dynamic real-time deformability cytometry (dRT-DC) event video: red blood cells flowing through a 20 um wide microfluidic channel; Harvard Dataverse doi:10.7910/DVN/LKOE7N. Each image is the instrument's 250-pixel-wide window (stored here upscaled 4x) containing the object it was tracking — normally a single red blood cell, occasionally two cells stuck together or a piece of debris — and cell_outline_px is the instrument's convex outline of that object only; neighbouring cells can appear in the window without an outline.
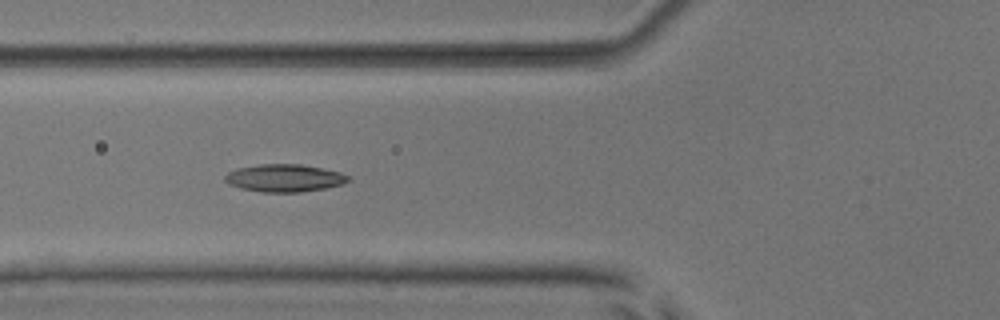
{"species": "common noctule bat (a hibernating species)", "species_latin": "Nyctalus noctula", "temperature_condition": "room temperature", "stored_images_in_passage": 9, "camera_frame_rate_fps": 3000, "um_per_image_px": 0.085, "animal": {"sex": "male", "body_mass_g": 17.9, "forearm_length_mm": 54.2}, "frame": {"image": 1, "passage_image": 6, "time_ms": 6.667, "image_size_px": [1000, 320], "cell_outline_px": [[348, 180], [340, 184], [324, 188], [300, 192], [260, 192], [240, 188], [228, 184], [224, 180], [224, 176], [228, 172], [236, 168], [260, 164], [300, 164], [340, 172], [348, 176]], "centroid_in_image_um": [24.09, 15.13], "position_along_channel_um": 101.7, "area_um2": 19.65}}
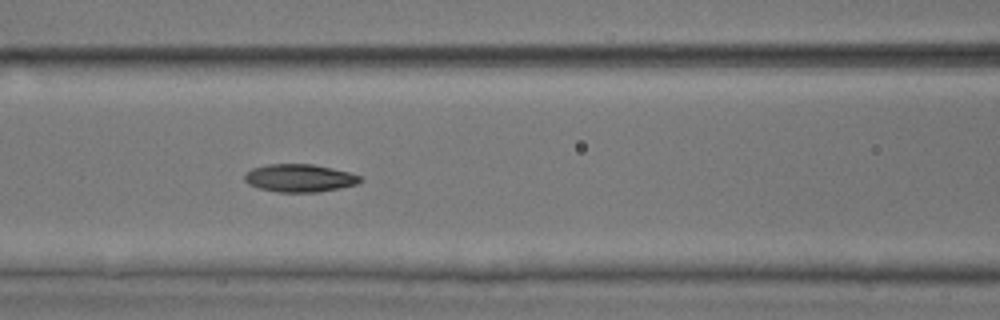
{"frame": {"image": 2, "passage_image": 7, "time_ms": 7.667, "image_size_px": [1000, 320], "cell_outline_px": [[364, 180], [356, 184], [340, 188], [320, 192], [280, 192], [260, 188], [248, 184], [244, 180], [244, 172], [252, 168], [268, 164], [312, 164], [332, 168], [348, 172], [360, 176]], "centroid_in_image_um": [25.45, 15.13], "position_along_channel_um": 141.2, "area_um2": 18.79}}
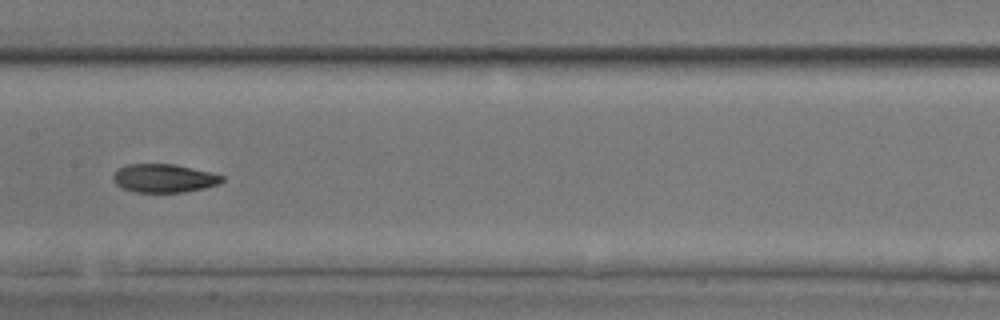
{"frame": {"image": 3, "passage_image": 8, "time_ms": 9.0, "image_size_px": [1000, 320], "cell_outline_px": [[224, 180], [220, 184], [204, 188], [184, 192], [132, 192], [116, 184], [112, 180], [112, 176], [120, 168], [128, 164], [176, 164], [212, 172], [224, 176]], "centroid_in_image_um": [13.97, 15.15], "position_along_channel_um": 193.4, "area_um2": 18.15}}